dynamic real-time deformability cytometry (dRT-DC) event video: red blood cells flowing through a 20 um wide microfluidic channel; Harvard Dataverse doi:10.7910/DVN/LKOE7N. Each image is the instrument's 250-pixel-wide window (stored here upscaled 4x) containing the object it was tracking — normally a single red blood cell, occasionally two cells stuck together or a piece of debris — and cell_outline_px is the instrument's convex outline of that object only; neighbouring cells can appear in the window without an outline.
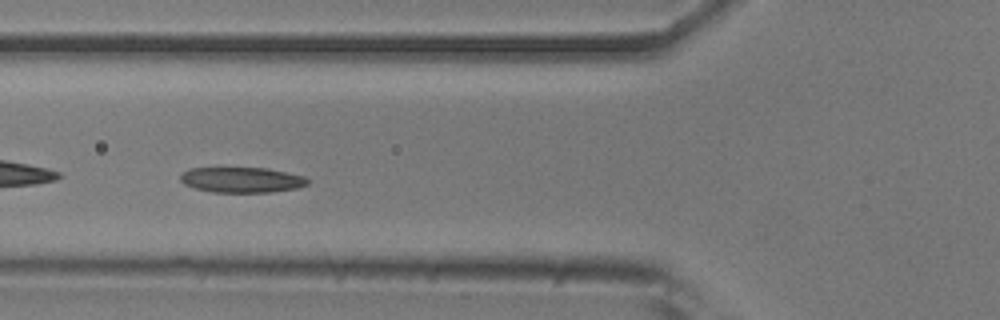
{"species": "common noctule bat (a hibernating species)", "species_latin": "Nyctalus noctula", "temperature_condition": "room temperature", "stored_images_in_passage": 14, "camera_frame_rate_fps": 3000, "um_per_image_px": 0.085, "animal": {"sex": "male", "body_mass_g": 20.5, "forearm_length_mm": 52.5}, "frame": {"image": 1, "passage_image": 8, "time_ms": 2.333, "image_size_px": [1000, 320], "cell_outline_px": [[312, 180], [308, 184], [296, 188], [272, 192], [212, 192], [196, 188], [184, 184], [180, 180], [180, 176], [188, 168], [268, 168], [304, 176]], "centroid_in_image_um": [20.58, 15.28], "position_along_channel_um": 105.2, "area_um2": 18.84}}
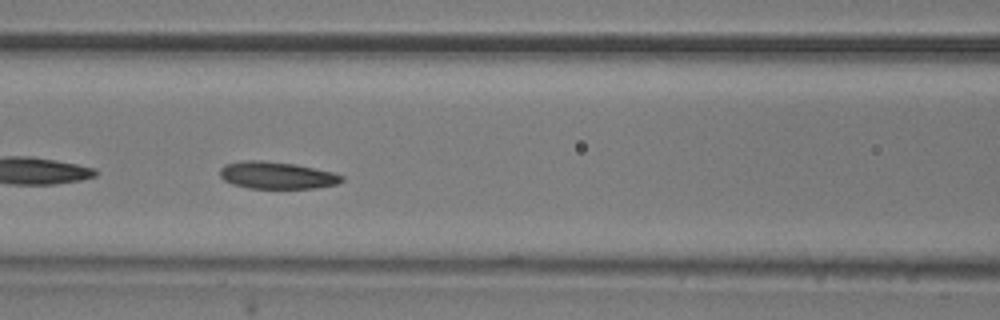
{"frame": {"image": 2, "passage_image": 11, "time_ms": 3.333, "image_size_px": [1000, 320], "cell_outline_px": [[344, 180], [336, 184], [316, 188], [248, 188], [232, 184], [224, 180], [220, 176], [220, 168], [224, 164], [244, 160], [260, 160], [296, 164], [332, 172], [344, 176]], "centroid_in_image_um": [23.51, 14.9], "position_along_channel_um": 143.1, "area_um2": 19.31}}